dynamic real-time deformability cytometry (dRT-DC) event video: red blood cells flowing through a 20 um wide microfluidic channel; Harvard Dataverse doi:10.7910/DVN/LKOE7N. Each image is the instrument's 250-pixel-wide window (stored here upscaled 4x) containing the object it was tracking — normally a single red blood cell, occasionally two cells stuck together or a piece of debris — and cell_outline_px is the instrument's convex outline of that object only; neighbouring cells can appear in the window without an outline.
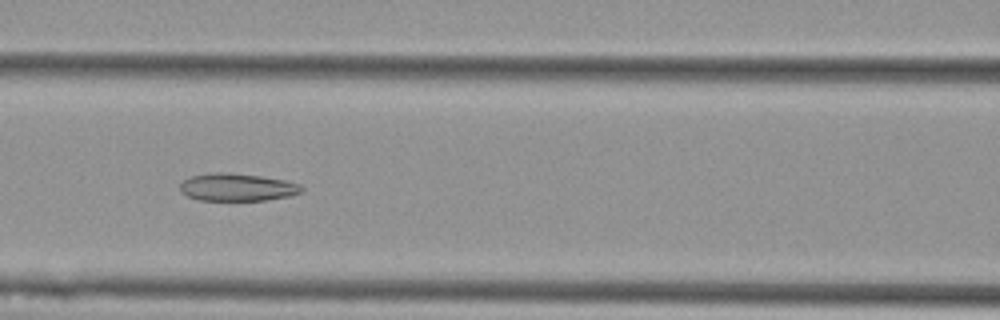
{"species": "Egyptian fruit bat (a non-hibernating species)", "species_latin": "Rousettus aegyptiacus", "temperature_condition": "cold", "stored_images_in_passage": 10, "camera_frame_rate_fps": 3000, "um_per_image_px": 0.085, "animal": {"sex": "female"}, "frame": {"image": 1, "passage_image": 6, "time_ms": 1.667, "image_size_px": [1000, 320], "cell_outline_px": [[304, 192], [288, 196], [268, 200], [200, 200], [188, 196], [180, 192], [180, 184], [184, 180], [192, 176], [212, 172], [228, 172], [260, 176], [284, 180], [300, 184], [304, 188]], "centroid_in_image_um": [20.18, 15.91], "position_along_channel_um": 146.4, "area_um2": 19.59}}
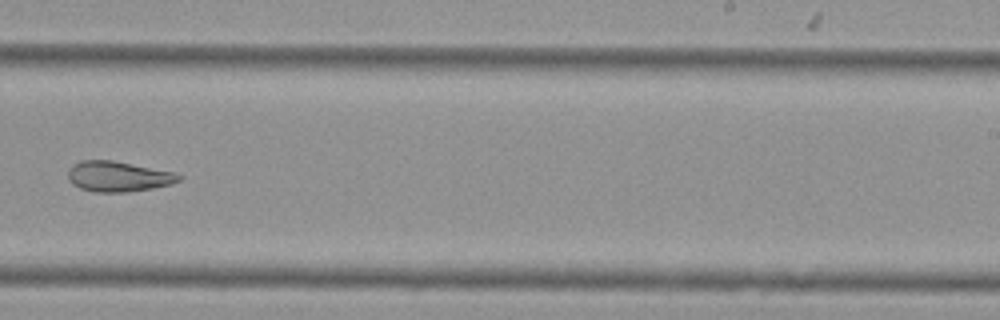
{"frame": {"image": 2, "passage_image": 9, "time_ms": 2.667, "image_size_px": [1000, 320], "cell_outline_px": [[180, 180], [172, 184], [152, 188], [128, 192], [96, 192], [80, 188], [72, 184], [68, 180], [68, 168], [72, 164], [80, 160], [112, 160], [172, 172], [180, 176]], "centroid_in_image_um": [9.98, 15.0], "position_along_channel_um": 279.0, "area_um2": 19.54}}
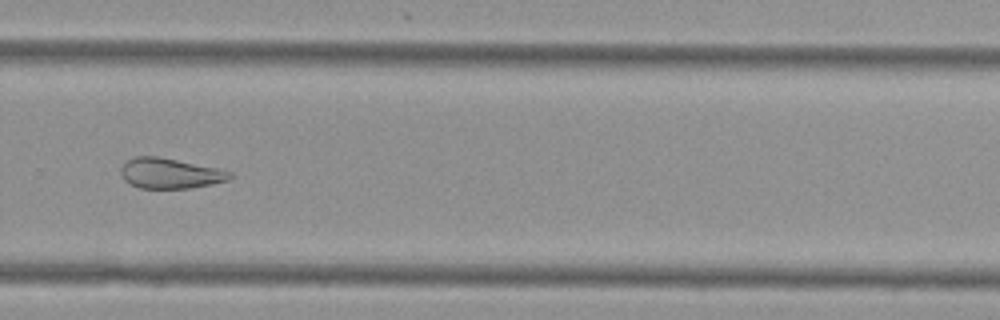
{"frame": {"image": 3, "passage_image": 10, "time_ms": 3.0, "image_size_px": [1000, 320], "cell_outline_px": [[232, 176], [228, 180], [212, 184], [188, 188], [140, 188], [124, 180], [120, 172], [120, 168], [128, 160], [136, 156], [160, 156], [216, 168], [232, 172]], "centroid_in_image_um": [14.44, 14.73], "position_along_channel_um": 315.4, "area_um2": 19.13}}